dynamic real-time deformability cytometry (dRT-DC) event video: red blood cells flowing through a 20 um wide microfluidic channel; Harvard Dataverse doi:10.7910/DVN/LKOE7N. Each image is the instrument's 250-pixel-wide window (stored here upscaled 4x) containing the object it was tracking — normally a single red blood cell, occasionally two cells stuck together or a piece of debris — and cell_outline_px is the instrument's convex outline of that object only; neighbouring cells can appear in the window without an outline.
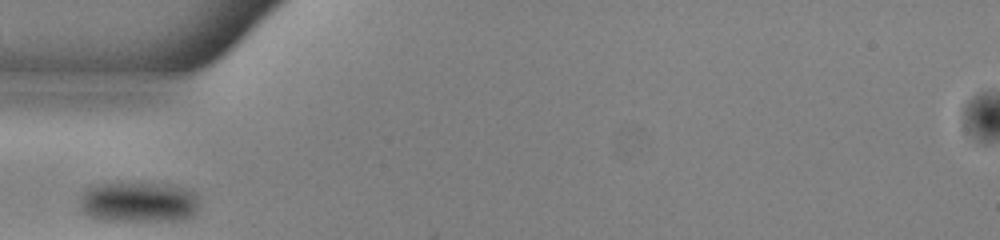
{"species": "common noctule bat (a hibernating species)", "species_latin": "Nyctalus noctula", "temperature_condition": "warm", "stored_images_in_passage": 24, "camera_frame_rate_fps": 3000, "um_per_image_px": 0.085, "animal": {"sex": "male", "body_mass_g": 13.0, "forearm_length_mm": 53.1}, "frame": {"image": 1, "passage_image": 1, "time_ms": 0.0, "image_size_px": [1000, 240], "cell_outline_px": [[200, 204], [196, 212], [192, 216], [180, 220], [104, 220], [92, 216], [84, 212], [80, 208], [80, 196], [88, 188], [100, 184], [120, 180], [168, 184], [184, 188], [196, 192]], "centroid_in_image_um": [11.81, 17.13], "position_along_channel_um": 73.2, "area_um2": 28.9}}
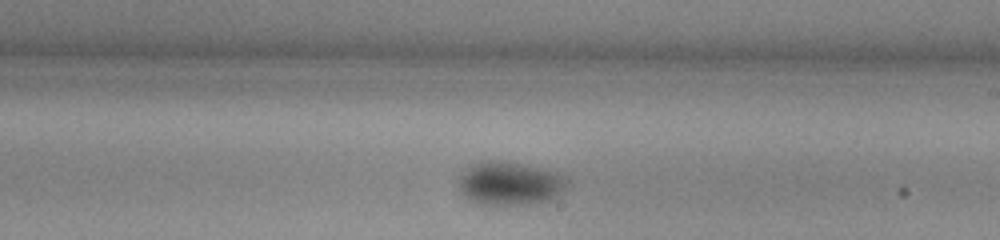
{"frame": {"image": 2, "passage_image": 14, "time_ms": 4.333, "image_size_px": [1000, 240], "cell_outline_px": [[568, 184], [564, 192], [548, 200], [528, 204], [480, 204], [464, 196], [460, 192], [460, 176], [472, 164], [484, 160], [504, 160], [556, 172], [568, 180]], "centroid_in_image_um": [43.35, 15.58], "position_along_channel_um": 245.7, "area_um2": 27.22}}
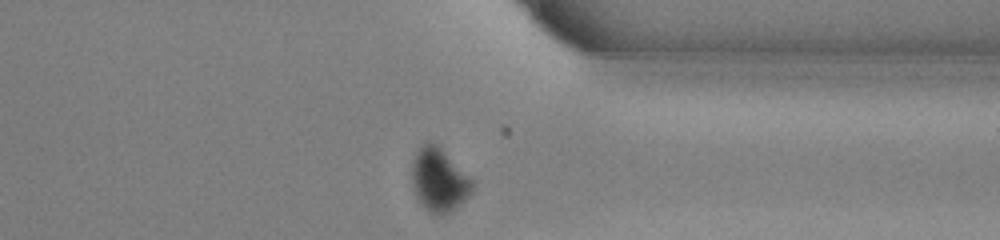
{"frame": {"image": 3, "passage_image": 24, "time_ms": 7.667, "image_size_px": [1000, 240], "cell_outline_px": [[472, 192], [456, 208], [440, 216], [428, 212], [416, 196], [412, 184], [412, 160], [420, 144], [428, 140], [432, 140], [472, 180]], "centroid_in_image_um": [37.27, 15.29], "position_along_channel_um": 374.1, "area_um2": 22.08}}